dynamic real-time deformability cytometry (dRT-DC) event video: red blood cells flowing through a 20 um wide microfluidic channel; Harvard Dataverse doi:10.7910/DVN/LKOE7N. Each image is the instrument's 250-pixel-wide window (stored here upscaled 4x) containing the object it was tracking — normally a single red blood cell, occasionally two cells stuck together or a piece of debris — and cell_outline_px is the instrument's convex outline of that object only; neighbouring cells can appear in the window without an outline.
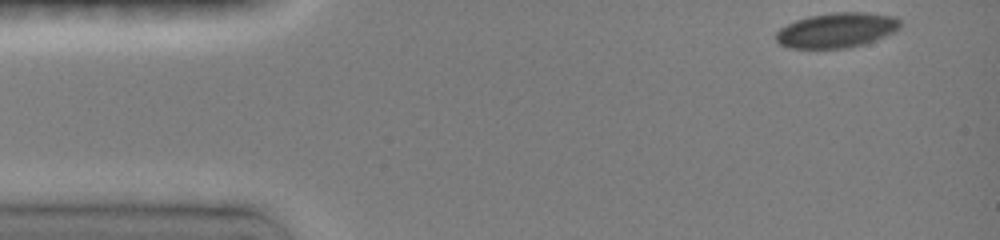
{"species": "common noctule bat (a hibernating species)", "species_latin": "Nyctalus noctula", "temperature_condition": "room temperature", "stored_images_in_passage": 42, "camera_frame_rate_fps": 3000, "um_per_image_px": 0.085, "animal": {"sex": "female", "body_mass_g": 19.0, "forearm_length_mm": 51.5}, "frame": {"image": 1, "passage_image": 1, "time_ms": 0.0, "image_size_px": [1000, 240], "cell_outline_px": [[900, 28], [896, 32], [864, 44], [848, 48], [788, 48], [780, 44], [776, 40], [776, 32], [780, 28], [796, 20], [812, 16], [840, 12], [860, 12], [892, 16], [900, 20]], "centroid_in_image_um": [71.12, 2.58], "position_along_channel_um": 13.9, "area_um2": 25.09}}
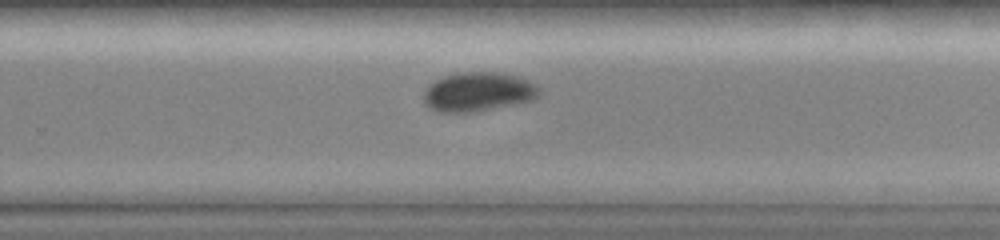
{"frame": {"image": 2, "passage_image": 29, "time_ms": 9.333, "image_size_px": [1000, 240], "cell_outline_px": [[540, 92], [532, 100], [472, 112], [440, 112], [424, 104], [424, 92], [436, 80], [444, 76], [460, 72], [500, 72], [520, 76], [536, 84], [540, 88]], "centroid_in_image_um": [40.67, 7.79], "position_along_channel_um": 289.1, "area_um2": 26.13}}
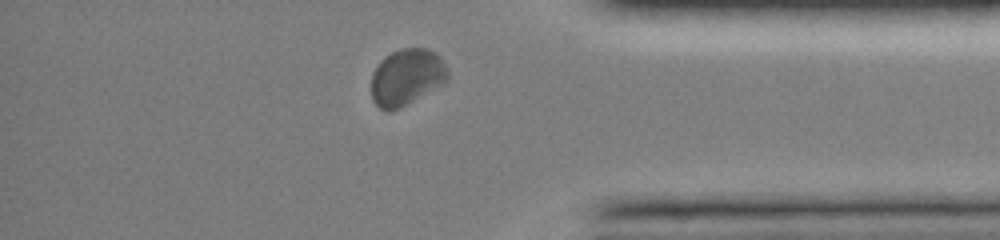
{"frame": {"image": 3, "passage_image": 38, "time_ms": 12.333, "image_size_px": [1000, 240], "cell_outline_px": [[448, 80], [400, 108], [388, 112], [380, 108], [372, 100], [372, 72], [380, 60], [384, 56], [400, 48], [428, 48], [436, 52], [440, 56], [448, 72]], "centroid_in_image_um": [34.54, 6.53], "position_along_channel_um": 400.7, "area_um2": 25.14}, "authors_computed_cell_mechanics": {"area_um2": 25.2875, "velocity_mm_per_s": 3.9418, "shape_relaxation_time_tau1_ms": 1.9866, "shape_relaxation_time_tau2_ms": null, "deformation_change_tau1": 0.0464, "deformation_change_tau2": null}}